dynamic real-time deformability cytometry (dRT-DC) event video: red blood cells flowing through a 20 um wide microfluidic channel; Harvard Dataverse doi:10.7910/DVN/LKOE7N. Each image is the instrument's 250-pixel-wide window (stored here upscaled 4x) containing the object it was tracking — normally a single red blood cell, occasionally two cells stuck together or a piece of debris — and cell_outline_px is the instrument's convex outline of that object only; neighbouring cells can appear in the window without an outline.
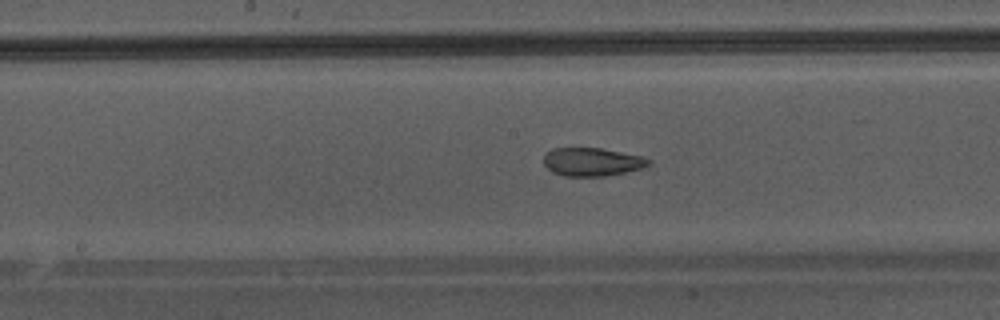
{"species": "Egyptian fruit bat (a non-hibernating species)", "species_latin": "Rousettus aegyptiacus", "temperature_condition": "warm", "stored_images_in_passage": 26, "camera_frame_rate_fps": 3000, "um_per_image_px": 0.085, "animal": {"sex": "male"}, "frame": {"image": 1, "passage_image": 12, "time_ms": 3.667, "image_size_px": [1000, 320], "cell_outline_px": [[652, 164], [644, 168], [604, 176], [564, 176], [552, 172], [544, 164], [544, 156], [552, 148], [600, 148], [640, 156], [652, 160]], "centroid_in_image_um": [50.34, 13.76], "position_along_channel_um": 197.9, "area_um2": 17.22}}
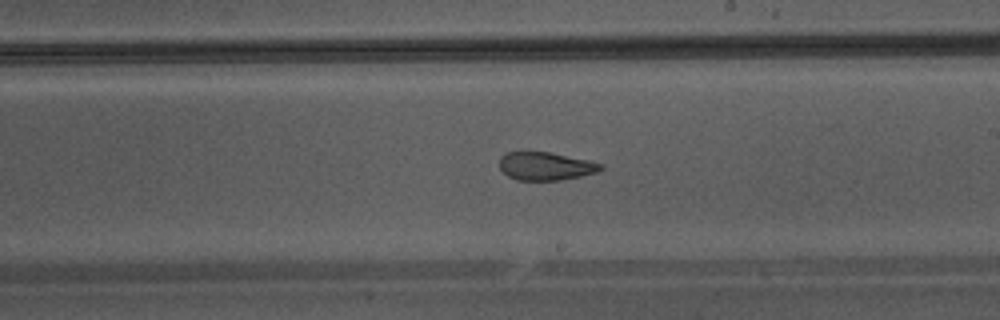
{"frame": {"image": 2, "passage_image": 15, "time_ms": 4.667, "image_size_px": [1000, 320], "cell_outline_px": [[604, 168], [596, 172], [580, 176], [560, 180], [516, 180], [508, 176], [500, 168], [500, 156], [504, 152], [548, 152], [588, 160], [604, 164]], "centroid_in_image_um": [46.37, 14.12], "position_along_channel_um": 242.6, "area_um2": 16.53}}